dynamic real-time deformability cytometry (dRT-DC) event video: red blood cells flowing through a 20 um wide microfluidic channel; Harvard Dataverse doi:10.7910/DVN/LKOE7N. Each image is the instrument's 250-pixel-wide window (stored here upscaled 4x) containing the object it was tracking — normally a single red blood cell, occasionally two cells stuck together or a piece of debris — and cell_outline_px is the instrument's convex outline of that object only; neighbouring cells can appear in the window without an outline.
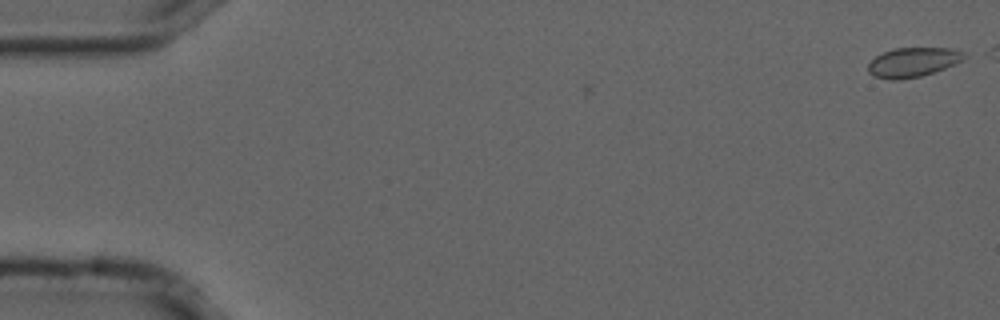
{"species": "common noctule bat (a hibernating species)", "species_latin": "Nyctalus noctula", "temperature_condition": "cold", "stored_images_in_passage": 3, "camera_frame_rate_fps": 3000, "um_per_image_px": 0.085, "animal": {"sex": "male", "forearm_length_mm": 52.5}, "frame": {"image": 1, "passage_image": 1, "time_ms": 0.0, "image_size_px": [1000, 320], "cell_outline_px": [[968, 56], [944, 68], [920, 76], [900, 80], [888, 80], [876, 76], [868, 72], [868, 64], [876, 56], [892, 48], [952, 48], [964, 52]], "centroid_in_image_um": [77.57, 5.28], "position_along_channel_um": 7.4, "area_um2": 16.3}}